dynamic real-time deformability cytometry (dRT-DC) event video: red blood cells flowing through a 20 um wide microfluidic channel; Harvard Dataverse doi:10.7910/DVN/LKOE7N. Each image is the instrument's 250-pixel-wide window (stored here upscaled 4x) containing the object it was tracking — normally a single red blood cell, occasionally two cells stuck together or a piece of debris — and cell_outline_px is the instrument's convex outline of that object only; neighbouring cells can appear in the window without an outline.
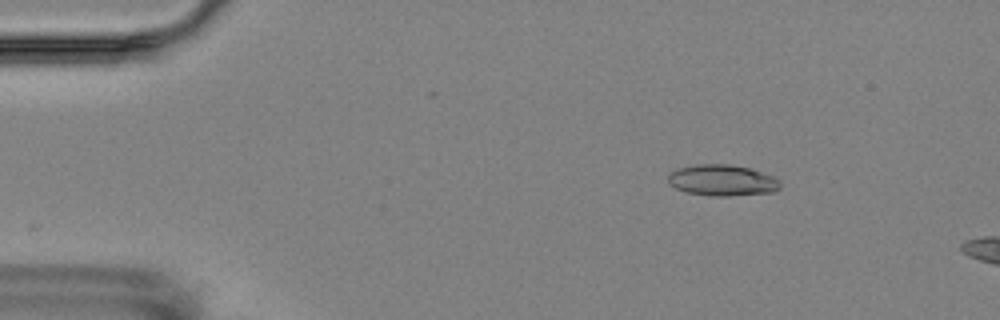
{"species": "Egyptian fruit bat (a non-hibernating species)", "species_latin": "Rousettus aegyptiacus", "temperature_condition": "room temperature", "stored_images_in_passage": 3, "camera_frame_rate_fps": 3000, "um_per_image_px": 0.085, "animal": {"sex": "female"}, "frame": {"image": 1, "passage_image": 3, "time_ms": 2.333, "image_size_px": [1000, 320], "cell_outline_px": [[780, 188], [772, 192], [728, 196], [708, 196], [684, 192], [668, 184], [668, 176], [676, 168], [696, 164], [728, 164], [748, 168], [772, 176], [780, 180]], "centroid_in_image_um": [61.35, 15.33], "position_along_channel_um": 23.7, "area_um2": 20.4}}